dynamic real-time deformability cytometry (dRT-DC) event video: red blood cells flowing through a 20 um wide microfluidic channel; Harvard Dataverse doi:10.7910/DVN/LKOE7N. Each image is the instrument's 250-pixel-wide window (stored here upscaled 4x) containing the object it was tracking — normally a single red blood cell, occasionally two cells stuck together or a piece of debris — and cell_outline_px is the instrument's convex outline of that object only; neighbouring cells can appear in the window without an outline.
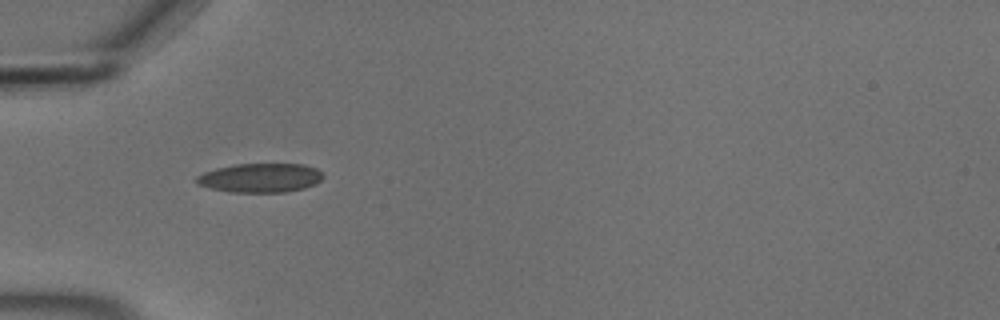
{"species": "common noctule bat (a hibernating species)", "species_latin": "Nyctalus noctula", "temperature_condition": "cold", "stored_images_in_passage": 38, "camera_frame_rate_fps": 3000, "um_per_image_px": 0.085, "animal": {"sex": "male", "body_mass_g": 18.8}, "frame": {"image": 1, "passage_image": 1, "time_ms": 0.0, "image_size_px": [1000, 320], "cell_outline_px": [[324, 176], [316, 184], [304, 188], [284, 192], [232, 192], [212, 188], [196, 184], [196, 176], [204, 172], [216, 168], [236, 164], [304, 164], [316, 168], [324, 172]], "centroid_in_image_um": [22.16, 15.11], "position_along_channel_um": 62.8, "area_um2": 21.5}}
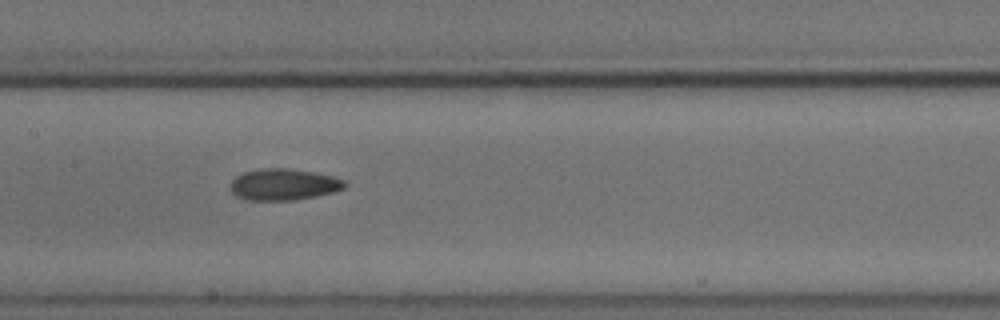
{"frame": {"image": 2, "passage_image": 11, "time_ms": 3.333, "image_size_px": [1000, 320], "cell_outline_px": [[348, 184], [344, 188], [332, 192], [316, 196], [292, 200], [248, 200], [236, 196], [232, 192], [232, 180], [236, 176], [244, 172], [260, 168], [288, 168], [312, 172], [332, 176], [344, 180]], "centroid_in_image_um": [24.11, 15.67], "position_along_channel_um": 183.3, "area_um2": 20.81}}
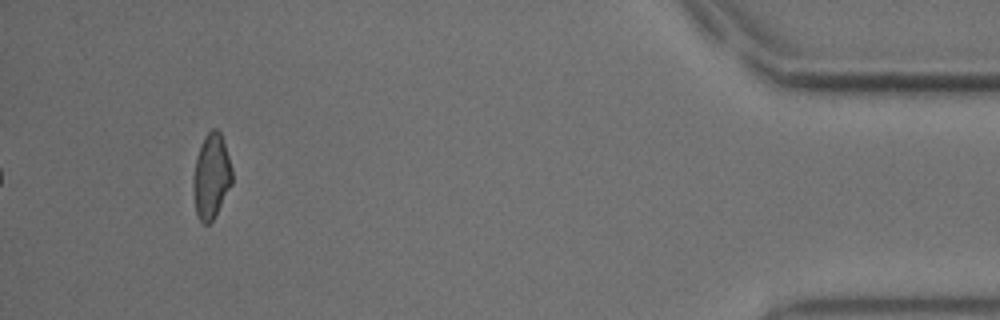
{"frame": {"image": 3, "passage_image": 35, "time_ms": 11.333, "image_size_px": [1000, 320], "cell_outline_px": [[232, 184], [212, 220], [208, 224], [204, 224], [196, 216], [192, 188], [192, 180], [196, 156], [204, 136], [212, 128], [216, 128], [220, 132], [232, 168]], "centroid_in_image_um": [17.93, 14.98], "position_along_channel_um": 417.3, "area_um2": 19.25}, "authors_computed_cell_mechanics": {"area_um2": 20.3167, "velocity_mm_per_s": 3.6856, "shape_relaxation_time_tau1_ms": 4.5503, "shape_relaxation_time_tau2_ms": 5.5657, "deformation_change_tau1": 0.1055, "deformation_change_tau2": 0.117}}